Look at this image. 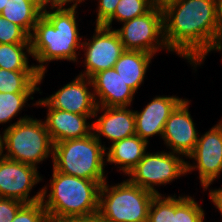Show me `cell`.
Here are the masks:
<instances>
[{
  "instance_id": "obj_31",
  "label": "cell",
  "mask_w": 222,
  "mask_h": 222,
  "mask_svg": "<svg viewBox=\"0 0 222 222\" xmlns=\"http://www.w3.org/2000/svg\"><path fill=\"white\" fill-rule=\"evenodd\" d=\"M35 2L38 5V7L41 9V11L44 12L47 10V8L48 9H68V8L78 7V5L85 2V0H35ZM70 3H73V4L69 6Z\"/></svg>"
},
{
  "instance_id": "obj_17",
  "label": "cell",
  "mask_w": 222,
  "mask_h": 222,
  "mask_svg": "<svg viewBox=\"0 0 222 222\" xmlns=\"http://www.w3.org/2000/svg\"><path fill=\"white\" fill-rule=\"evenodd\" d=\"M91 80L97 106H132L136 92L125 83L114 68L98 72Z\"/></svg>"
},
{
  "instance_id": "obj_16",
  "label": "cell",
  "mask_w": 222,
  "mask_h": 222,
  "mask_svg": "<svg viewBox=\"0 0 222 222\" xmlns=\"http://www.w3.org/2000/svg\"><path fill=\"white\" fill-rule=\"evenodd\" d=\"M99 112H102L101 116H98ZM97 116L92 123V132L101 143L102 136L112 144L136 134L134 110L128 107L97 106L94 117Z\"/></svg>"
},
{
  "instance_id": "obj_21",
  "label": "cell",
  "mask_w": 222,
  "mask_h": 222,
  "mask_svg": "<svg viewBox=\"0 0 222 222\" xmlns=\"http://www.w3.org/2000/svg\"><path fill=\"white\" fill-rule=\"evenodd\" d=\"M0 14L20 26L30 36L35 24L42 16V11L36 2H14L7 3Z\"/></svg>"
},
{
  "instance_id": "obj_7",
  "label": "cell",
  "mask_w": 222,
  "mask_h": 222,
  "mask_svg": "<svg viewBox=\"0 0 222 222\" xmlns=\"http://www.w3.org/2000/svg\"><path fill=\"white\" fill-rule=\"evenodd\" d=\"M169 152V153H168ZM146 152L142 160L131 170L127 178L131 183L161 195L155 186L170 184L174 179L186 175V161L177 153Z\"/></svg>"
},
{
  "instance_id": "obj_39",
  "label": "cell",
  "mask_w": 222,
  "mask_h": 222,
  "mask_svg": "<svg viewBox=\"0 0 222 222\" xmlns=\"http://www.w3.org/2000/svg\"><path fill=\"white\" fill-rule=\"evenodd\" d=\"M5 0H0V13L3 11L4 7H5Z\"/></svg>"
},
{
  "instance_id": "obj_27",
  "label": "cell",
  "mask_w": 222,
  "mask_h": 222,
  "mask_svg": "<svg viewBox=\"0 0 222 222\" xmlns=\"http://www.w3.org/2000/svg\"><path fill=\"white\" fill-rule=\"evenodd\" d=\"M147 222H171V195H155L148 211Z\"/></svg>"
},
{
  "instance_id": "obj_18",
  "label": "cell",
  "mask_w": 222,
  "mask_h": 222,
  "mask_svg": "<svg viewBox=\"0 0 222 222\" xmlns=\"http://www.w3.org/2000/svg\"><path fill=\"white\" fill-rule=\"evenodd\" d=\"M147 145L149 144L136 134L116 141L105 149L106 162L117 165L119 171L128 175L142 160L148 149Z\"/></svg>"
},
{
  "instance_id": "obj_10",
  "label": "cell",
  "mask_w": 222,
  "mask_h": 222,
  "mask_svg": "<svg viewBox=\"0 0 222 222\" xmlns=\"http://www.w3.org/2000/svg\"><path fill=\"white\" fill-rule=\"evenodd\" d=\"M186 161V174L198 170L200 185L206 191L222 172V120L203 135H199L193 152Z\"/></svg>"
},
{
  "instance_id": "obj_38",
  "label": "cell",
  "mask_w": 222,
  "mask_h": 222,
  "mask_svg": "<svg viewBox=\"0 0 222 222\" xmlns=\"http://www.w3.org/2000/svg\"><path fill=\"white\" fill-rule=\"evenodd\" d=\"M153 3H155L156 5H162L164 2L168 1V0H151Z\"/></svg>"
},
{
  "instance_id": "obj_28",
  "label": "cell",
  "mask_w": 222,
  "mask_h": 222,
  "mask_svg": "<svg viewBox=\"0 0 222 222\" xmlns=\"http://www.w3.org/2000/svg\"><path fill=\"white\" fill-rule=\"evenodd\" d=\"M46 209L41 201L24 203L12 222H48Z\"/></svg>"
},
{
  "instance_id": "obj_29",
  "label": "cell",
  "mask_w": 222,
  "mask_h": 222,
  "mask_svg": "<svg viewBox=\"0 0 222 222\" xmlns=\"http://www.w3.org/2000/svg\"><path fill=\"white\" fill-rule=\"evenodd\" d=\"M23 204L16 199L0 197V222H12Z\"/></svg>"
},
{
  "instance_id": "obj_3",
  "label": "cell",
  "mask_w": 222,
  "mask_h": 222,
  "mask_svg": "<svg viewBox=\"0 0 222 222\" xmlns=\"http://www.w3.org/2000/svg\"><path fill=\"white\" fill-rule=\"evenodd\" d=\"M103 183L67 175L53 167L50 185L41 188V202L46 209L48 220L85 217L98 213L99 193Z\"/></svg>"
},
{
  "instance_id": "obj_32",
  "label": "cell",
  "mask_w": 222,
  "mask_h": 222,
  "mask_svg": "<svg viewBox=\"0 0 222 222\" xmlns=\"http://www.w3.org/2000/svg\"><path fill=\"white\" fill-rule=\"evenodd\" d=\"M48 222H104L98 213L85 217L49 219Z\"/></svg>"
},
{
  "instance_id": "obj_19",
  "label": "cell",
  "mask_w": 222,
  "mask_h": 222,
  "mask_svg": "<svg viewBox=\"0 0 222 222\" xmlns=\"http://www.w3.org/2000/svg\"><path fill=\"white\" fill-rule=\"evenodd\" d=\"M154 55L143 51L125 50L114 65L125 83L135 92L144 83V78Z\"/></svg>"
},
{
  "instance_id": "obj_20",
  "label": "cell",
  "mask_w": 222,
  "mask_h": 222,
  "mask_svg": "<svg viewBox=\"0 0 222 222\" xmlns=\"http://www.w3.org/2000/svg\"><path fill=\"white\" fill-rule=\"evenodd\" d=\"M37 71H11L0 68L1 93H35L40 91Z\"/></svg>"
},
{
  "instance_id": "obj_11",
  "label": "cell",
  "mask_w": 222,
  "mask_h": 222,
  "mask_svg": "<svg viewBox=\"0 0 222 222\" xmlns=\"http://www.w3.org/2000/svg\"><path fill=\"white\" fill-rule=\"evenodd\" d=\"M38 167L3 157L0 160V197L23 203L41 201L42 190L30 197L34 185L42 181Z\"/></svg>"
},
{
  "instance_id": "obj_36",
  "label": "cell",
  "mask_w": 222,
  "mask_h": 222,
  "mask_svg": "<svg viewBox=\"0 0 222 222\" xmlns=\"http://www.w3.org/2000/svg\"><path fill=\"white\" fill-rule=\"evenodd\" d=\"M4 157L3 151V134H0V160Z\"/></svg>"
},
{
  "instance_id": "obj_24",
  "label": "cell",
  "mask_w": 222,
  "mask_h": 222,
  "mask_svg": "<svg viewBox=\"0 0 222 222\" xmlns=\"http://www.w3.org/2000/svg\"><path fill=\"white\" fill-rule=\"evenodd\" d=\"M155 3L151 0H120L114 14L103 24L105 27L112 28L113 20L126 22L143 14H146Z\"/></svg>"
},
{
  "instance_id": "obj_23",
  "label": "cell",
  "mask_w": 222,
  "mask_h": 222,
  "mask_svg": "<svg viewBox=\"0 0 222 222\" xmlns=\"http://www.w3.org/2000/svg\"><path fill=\"white\" fill-rule=\"evenodd\" d=\"M201 205L189 195H171V222H205Z\"/></svg>"
},
{
  "instance_id": "obj_15",
  "label": "cell",
  "mask_w": 222,
  "mask_h": 222,
  "mask_svg": "<svg viewBox=\"0 0 222 222\" xmlns=\"http://www.w3.org/2000/svg\"><path fill=\"white\" fill-rule=\"evenodd\" d=\"M178 96H156L140 112L134 110L136 135L149 144V138L162 137L165 122L183 101Z\"/></svg>"
},
{
  "instance_id": "obj_26",
  "label": "cell",
  "mask_w": 222,
  "mask_h": 222,
  "mask_svg": "<svg viewBox=\"0 0 222 222\" xmlns=\"http://www.w3.org/2000/svg\"><path fill=\"white\" fill-rule=\"evenodd\" d=\"M30 43L29 35L0 14V44Z\"/></svg>"
},
{
  "instance_id": "obj_14",
  "label": "cell",
  "mask_w": 222,
  "mask_h": 222,
  "mask_svg": "<svg viewBox=\"0 0 222 222\" xmlns=\"http://www.w3.org/2000/svg\"><path fill=\"white\" fill-rule=\"evenodd\" d=\"M35 103L32 106L47 107L44 122L53 144L83 138L92 133L93 122H87V120L92 119L94 115H80L52 108L43 98Z\"/></svg>"
},
{
  "instance_id": "obj_35",
  "label": "cell",
  "mask_w": 222,
  "mask_h": 222,
  "mask_svg": "<svg viewBox=\"0 0 222 222\" xmlns=\"http://www.w3.org/2000/svg\"><path fill=\"white\" fill-rule=\"evenodd\" d=\"M211 51H217V52L219 51L222 53V40H215L214 46L211 49Z\"/></svg>"
},
{
  "instance_id": "obj_2",
  "label": "cell",
  "mask_w": 222,
  "mask_h": 222,
  "mask_svg": "<svg viewBox=\"0 0 222 222\" xmlns=\"http://www.w3.org/2000/svg\"><path fill=\"white\" fill-rule=\"evenodd\" d=\"M76 10L77 7L47 9L29 36L32 57L39 64L34 65L39 73V85L47 73L48 62L78 61L80 54L77 51L81 49L83 36H79Z\"/></svg>"
},
{
  "instance_id": "obj_5",
  "label": "cell",
  "mask_w": 222,
  "mask_h": 222,
  "mask_svg": "<svg viewBox=\"0 0 222 222\" xmlns=\"http://www.w3.org/2000/svg\"><path fill=\"white\" fill-rule=\"evenodd\" d=\"M4 157L37 167L50 157L54 144L42 119L24 115L3 130Z\"/></svg>"
},
{
  "instance_id": "obj_1",
  "label": "cell",
  "mask_w": 222,
  "mask_h": 222,
  "mask_svg": "<svg viewBox=\"0 0 222 222\" xmlns=\"http://www.w3.org/2000/svg\"><path fill=\"white\" fill-rule=\"evenodd\" d=\"M161 6L168 50L197 71L215 43L217 0H168Z\"/></svg>"
},
{
  "instance_id": "obj_37",
  "label": "cell",
  "mask_w": 222,
  "mask_h": 222,
  "mask_svg": "<svg viewBox=\"0 0 222 222\" xmlns=\"http://www.w3.org/2000/svg\"><path fill=\"white\" fill-rule=\"evenodd\" d=\"M14 2H35V0H5V5H7V3H14Z\"/></svg>"
},
{
  "instance_id": "obj_13",
  "label": "cell",
  "mask_w": 222,
  "mask_h": 222,
  "mask_svg": "<svg viewBox=\"0 0 222 222\" xmlns=\"http://www.w3.org/2000/svg\"><path fill=\"white\" fill-rule=\"evenodd\" d=\"M90 87L93 88L90 78L77 75L71 82L44 100L52 108L80 115H95L97 103L94 91Z\"/></svg>"
},
{
  "instance_id": "obj_9",
  "label": "cell",
  "mask_w": 222,
  "mask_h": 222,
  "mask_svg": "<svg viewBox=\"0 0 222 222\" xmlns=\"http://www.w3.org/2000/svg\"><path fill=\"white\" fill-rule=\"evenodd\" d=\"M92 39H84L81 49L84 51L85 71L80 76L92 78L100 71L114 68L115 63L125 51L120 37L114 28L95 25Z\"/></svg>"
},
{
  "instance_id": "obj_34",
  "label": "cell",
  "mask_w": 222,
  "mask_h": 222,
  "mask_svg": "<svg viewBox=\"0 0 222 222\" xmlns=\"http://www.w3.org/2000/svg\"><path fill=\"white\" fill-rule=\"evenodd\" d=\"M209 197L215 208L218 209L222 216V188L220 187L219 189H211L209 191Z\"/></svg>"
},
{
  "instance_id": "obj_22",
  "label": "cell",
  "mask_w": 222,
  "mask_h": 222,
  "mask_svg": "<svg viewBox=\"0 0 222 222\" xmlns=\"http://www.w3.org/2000/svg\"><path fill=\"white\" fill-rule=\"evenodd\" d=\"M26 50V51H25ZM30 43L0 44V68L11 71H37L29 65Z\"/></svg>"
},
{
  "instance_id": "obj_25",
  "label": "cell",
  "mask_w": 222,
  "mask_h": 222,
  "mask_svg": "<svg viewBox=\"0 0 222 222\" xmlns=\"http://www.w3.org/2000/svg\"><path fill=\"white\" fill-rule=\"evenodd\" d=\"M35 93H1L0 92V124L9 123L26 107L29 100L34 99Z\"/></svg>"
},
{
  "instance_id": "obj_12",
  "label": "cell",
  "mask_w": 222,
  "mask_h": 222,
  "mask_svg": "<svg viewBox=\"0 0 222 222\" xmlns=\"http://www.w3.org/2000/svg\"><path fill=\"white\" fill-rule=\"evenodd\" d=\"M190 101L184 99L165 122L161 139L172 153L187 157L193 152L200 134L189 112Z\"/></svg>"
},
{
  "instance_id": "obj_33",
  "label": "cell",
  "mask_w": 222,
  "mask_h": 222,
  "mask_svg": "<svg viewBox=\"0 0 222 222\" xmlns=\"http://www.w3.org/2000/svg\"><path fill=\"white\" fill-rule=\"evenodd\" d=\"M215 40H222V0H217Z\"/></svg>"
},
{
  "instance_id": "obj_8",
  "label": "cell",
  "mask_w": 222,
  "mask_h": 222,
  "mask_svg": "<svg viewBox=\"0 0 222 222\" xmlns=\"http://www.w3.org/2000/svg\"><path fill=\"white\" fill-rule=\"evenodd\" d=\"M125 50L143 51L155 55L159 50H167L164 40L163 10L154 5L146 14L123 22L115 29Z\"/></svg>"
},
{
  "instance_id": "obj_4",
  "label": "cell",
  "mask_w": 222,
  "mask_h": 222,
  "mask_svg": "<svg viewBox=\"0 0 222 222\" xmlns=\"http://www.w3.org/2000/svg\"><path fill=\"white\" fill-rule=\"evenodd\" d=\"M106 146L93 132L83 138L54 144L53 167L61 173L75 177L105 182Z\"/></svg>"
},
{
  "instance_id": "obj_30",
  "label": "cell",
  "mask_w": 222,
  "mask_h": 222,
  "mask_svg": "<svg viewBox=\"0 0 222 222\" xmlns=\"http://www.w3.org/2000/svg\"><path fill=\"white\" fill-rule=\"evenodd\" d=\"M120 0H98L96 25H103L115 12Z\"/></svg>"
},
{
  "instance_id": "obj_6",
  "label": "cell",
  "mask_w": 222,
  "mask_h": 222,
  "mask_svg": "<svg viewBox=\"0 0 222 222\" xmlns=\"http://www.w3.org/2000/svg\"><path fill=\"white\" fill-rule=\"evenodd\" d=\"M155 194L131 183L128 179L101 185L98 214L104 222H147Z\"/></svg>"
}]
</instances>
